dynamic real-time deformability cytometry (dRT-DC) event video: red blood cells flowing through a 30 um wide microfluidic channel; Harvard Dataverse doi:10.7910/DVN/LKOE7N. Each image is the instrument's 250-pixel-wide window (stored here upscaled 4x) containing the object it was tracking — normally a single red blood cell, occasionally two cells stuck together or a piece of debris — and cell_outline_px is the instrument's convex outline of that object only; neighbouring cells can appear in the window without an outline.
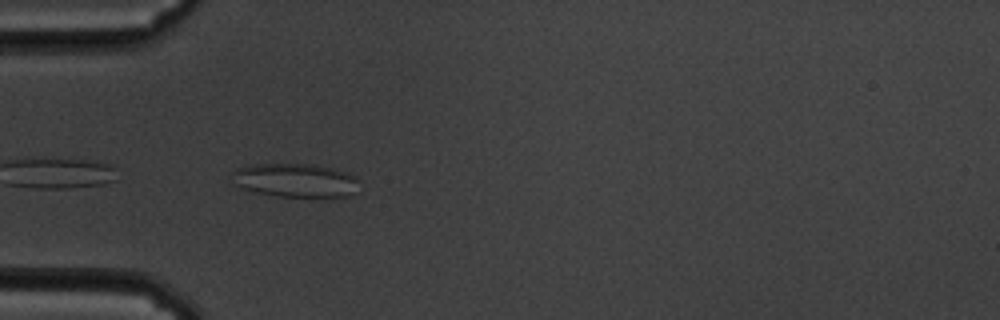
{"species": "common noctule bat (a hibernating species)", "species_latin": "Nyctalus noctula", "temperature_condition": "cold", "stored_images_in_passage": 7, "camera_frame_rate_fps": 3000, "um_per_image_px": 0.085, "animal": {"sex": "male", "body_mass_g": 19.5, "forearm_length_mm": 54.6}, "frame": {"image": 1, "passage_image": 2, "time_ms": 0.333, "image_size_px": [1000, 320], "cell_outline_px": [[356, 192], [352, 196], [276, 196], [256, 192], [232, 184], [232, 172], [236, 168], [256, 164], [312, 164], [332, 168], [348, 172], [356, 176]], "centroid_in_image_um": [25.08, 15.32], "position_along_channel_um": 59.9, "area_um2": 24.91}}
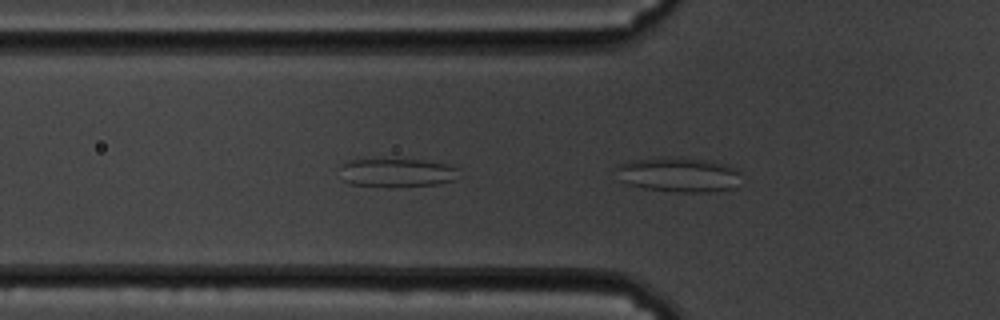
{"frame": {"image": 2, "passage_image": 3, "time_ms": 0.667, "image_size_px": [1000, 320], "cell_outline_px": [[456, 180], [436, 184], [388, 188], [348, 184], [344, 180], [340, 168], [348, 160], [424, 160], [448, 164], [456, 168]], "centroid_in_image_um": [33.72, 14.71], "position_along_channel_um": 92.1, "area_um2": 19.83}}